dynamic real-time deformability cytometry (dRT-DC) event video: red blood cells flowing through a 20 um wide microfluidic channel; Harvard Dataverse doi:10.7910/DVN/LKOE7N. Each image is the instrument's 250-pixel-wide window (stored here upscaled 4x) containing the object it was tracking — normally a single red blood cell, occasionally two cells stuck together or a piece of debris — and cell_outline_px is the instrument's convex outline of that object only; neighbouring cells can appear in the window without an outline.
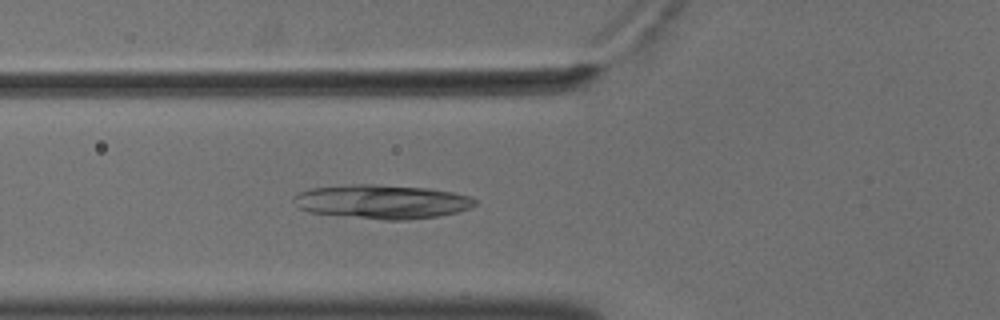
{"species": "common noctule bat (a hibernating species)", "species_latin": "Nyctalus noctula", "temperature_condition": "cold", "stored_images_in_passage": 56, "camera_frame_rate_fps": 3000, "um_per_image_px": 0.085, "animal": {"sex": "male", "body_mass_g": 18.8}, "frame": {"image": 1, "passage_image": 21, "time_ms": 6.667, "image_size_px": [1000, 320], "cell_outline_px": [[480, 200], [472, 208], [440, 216], [404, 220], [384, 220], [308, 212], [300, 208], [292, 200], [292, 196], [300, 192], [312, 188], [352, 184], [376, 184], [428, 188], [452, 192], [468, 196]], "centroid_in_image_um": [32.5, 17.14], "position_along_channel_um": 93.3, "area_um2": 36.07}}
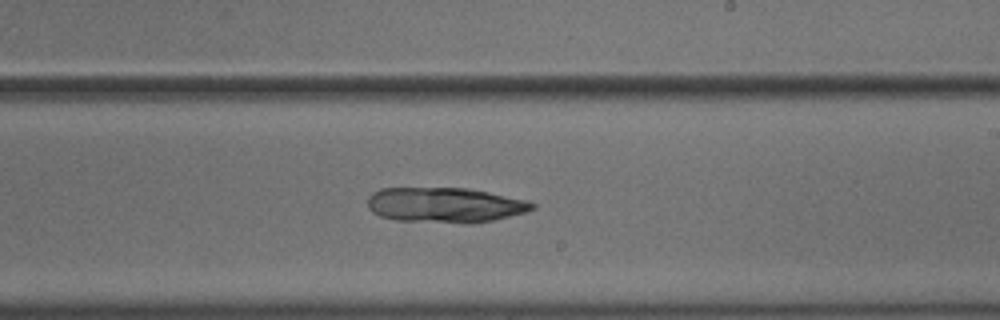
{"frame": {"image": 2, "passage_image": 34, "time_ms": 11.0, "image_size_px": [1000, 320], "cell_outline_px": [[536, 208], [528, 212], [492, 220], [468, 224], [464, 224], [396, 220], [380, 216], [372, 212], [368, 208], [368, 196], [372, 192], [380, 188], [468, 188], [528, 200], [536, 204]], "centroid_in_image_um": [37.83, 17.43], "position_along_channel_um": 251.2, "area_um2": 34.1}}
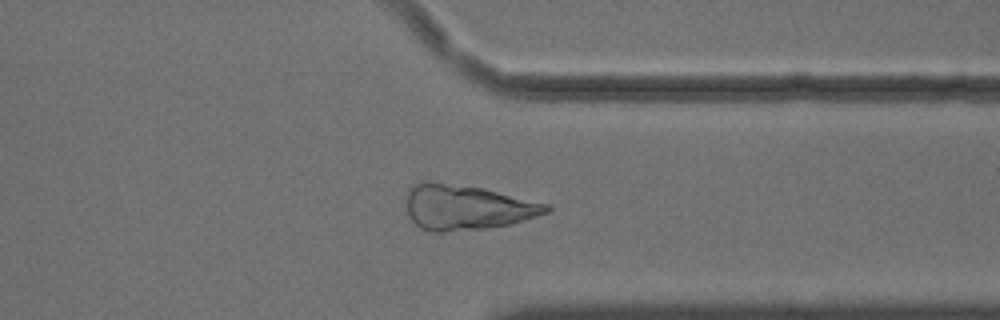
{"frame": {"image": 3, "passage_image": 44, "time_ms": 14.333, "image_size_px": [1000, 320], "cell_outline_px": [[552, 208], [548, 212], [512, 224], [484, 228], [444, 232], [432, 232], [420, 228], [408, 216], [404, 200], [408, 188], [412, 184], [428, 180], [432, 180], [484, 188], [552, 204]], "centroid_in_image_um": [39.64, 17.6], "position_along_channel_um": 371.8, "area_um2": 37.63}}